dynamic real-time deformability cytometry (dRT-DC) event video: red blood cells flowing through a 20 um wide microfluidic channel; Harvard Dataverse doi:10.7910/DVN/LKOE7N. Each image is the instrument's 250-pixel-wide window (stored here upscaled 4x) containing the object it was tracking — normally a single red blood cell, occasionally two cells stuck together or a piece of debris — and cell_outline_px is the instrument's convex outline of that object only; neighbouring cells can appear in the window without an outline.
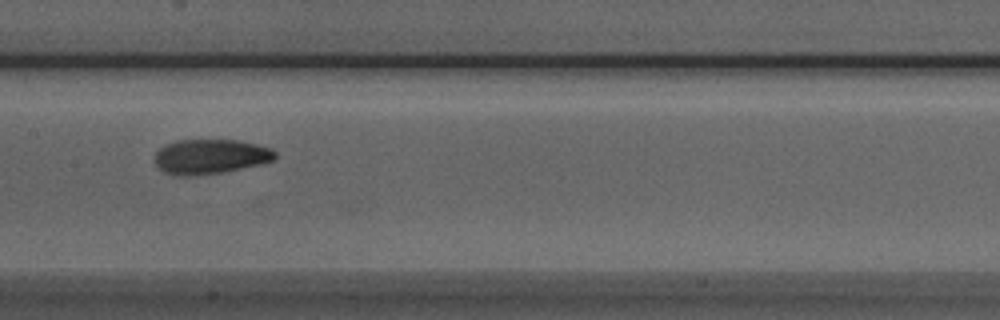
{"species": "Egyptian fruit bat (a non-hibernating species)", "species_latin": "Rousettus aegyptiacus", "temperature_condition": "room temperature", "stored_images_in_passage": 30, "camera_frame_rate_fps": 3000, "um_per_image_px": 0.085, "animal": {"sex": "male"}, "frame": {"image": 1, "passage_image": 16, "time_ms": 5.0, "image_size_px": [1000, 320], "cell_outline_px": [[276, 156], [272, 160], [260, 164], [220, 172], [192, 176], [176, 176], [164, 172], [156, 164], [156, 152], [160, 148], [176, 140], [236, 140], [256, 144], [272, 148], [276, 152]], "centroid_in_image_um": [17.87, 13.3], "position_along_channel_um": 189.5, "area_um2": 24.1}}
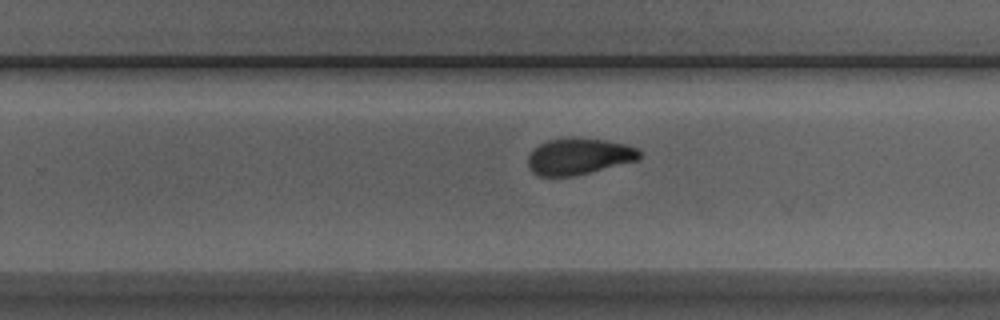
{"frame": {"image": 2, "passage_image": 23, "time_ms": 7.333, "image_size_px": [1000, 320], "cell_outline_px": [[640, 160], [572, 176], [540, 176], [532, 172], [528, 168], [528, 156], [540, 144], [548, 140], [608, 140], [628, 144], [636, 148], [640, 152]], "centroid_in_image_um": [49.23, 13.33], "position_along_channel_um": 280.6, "area_um2": 23.0}}
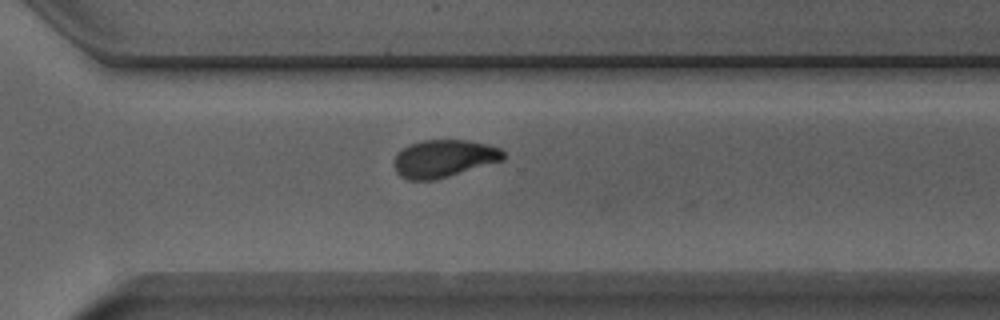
{"frame": {"image": 3, "passage_image": 27, "time_ms": 8.667, "image_size_px": [1000, 320], "cell_outline_px": [[504, 160], [448, 176], [432, 180], [408, 180], [400, 176], [396, 172], [392, 164], [392, 160], [396, 152], [408, 144], [424, 140], [468, 140], [488, 144], [500, 148], [504, 152]], "centroid_in_image_um": [37.67, 13.46], "position_along_channel_um": 332.9, "area_um2": 24.16}}